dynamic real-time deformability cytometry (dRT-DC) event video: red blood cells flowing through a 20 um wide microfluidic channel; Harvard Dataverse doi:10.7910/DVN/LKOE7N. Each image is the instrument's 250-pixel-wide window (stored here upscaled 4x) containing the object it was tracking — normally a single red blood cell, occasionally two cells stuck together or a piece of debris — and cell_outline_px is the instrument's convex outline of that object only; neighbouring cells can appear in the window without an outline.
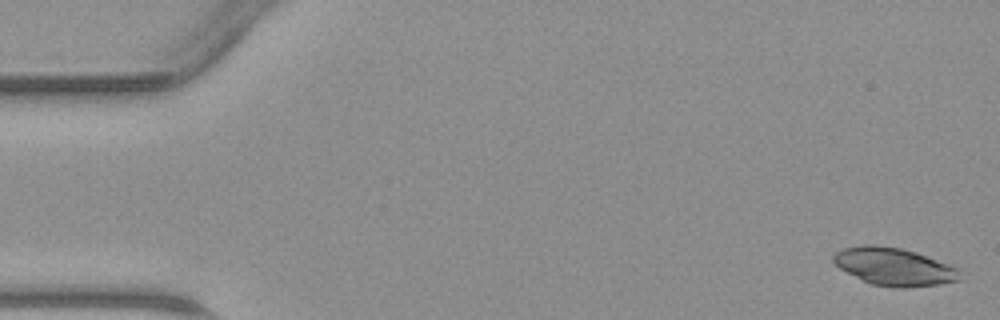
{"species": "common noctule bat (a hibernating species)", "species_latin": "Nyctalus noctula", "temperature_condition": "warm", "stored_images_in_passage": 46, "camera_frame_rate_fps": 3000, "um_per_image_px": 0.085, "animal": {"sex": "male", "body_mass_g": 23.1, "forearm_length_mm": 52.7}, "frame": {"image": 1, "passage_image": 1, "time_ms": 0.0, "image_size_px": [1000, 320], "cell_outline_px": [[964, 280], [940, 284], [904, 288], [900, 288], [872, 284], [840, 268], [832, 260], [832, 256], [840, 248], [860, 244], [872, 244], [900, 248], [916, 252], [960, 268]], "centroid_in_image_um": [76.05, 22.66], "position_along_channel_um": 8.9, "area_um2": 28.03}}
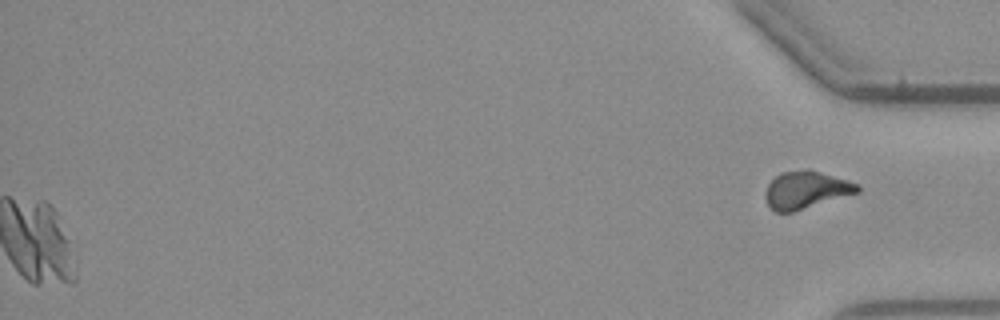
{"frame": {"image": 2, "passage_image": 46, "time_ms": 15.0, "image_size_px": [1000, 320], "cell_outline_px": [[860, 192], [792, 212], [776, 212], [768, 204], [764, 196], [764, 192], [768, 184], [780, 172], [820, 172], [848, 180], [860, 184]], "centroid_in_image_um": [68.52, 16.17], "position_along_channel_um": 366.7, "area_um2": 19.59}}